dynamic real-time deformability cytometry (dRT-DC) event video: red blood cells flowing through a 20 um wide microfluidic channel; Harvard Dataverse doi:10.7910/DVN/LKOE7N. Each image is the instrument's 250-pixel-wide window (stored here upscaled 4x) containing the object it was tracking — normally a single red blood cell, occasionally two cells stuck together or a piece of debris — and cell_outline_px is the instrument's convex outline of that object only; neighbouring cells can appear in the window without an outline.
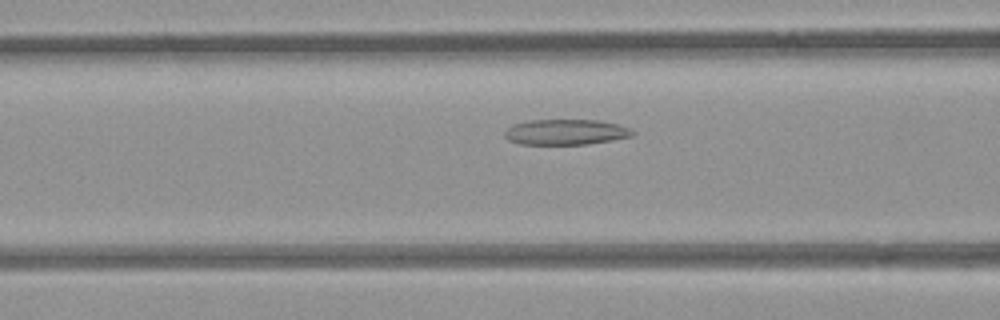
{"species": "common noctule bat (a hibernating species)", "species_latin": "Nyctalus noctula", "temperature_condition": "room temperature", "stored_images_in_passage": 33, "camera_frame_rate_fps": 3000, "um_per_image_px": 0.085, "animal": {"sex": "female", "body_mass_g": 21.9}, "frame": {"image": 1, "passage_image": 7, "time_ms": 2.0, "image_size_px": [1000, 320], "cell_outline_px": [[636, 132], [632, 136], [612, 140], [588, 144], [520, 144], [508, 140], [504, 136], [504, 132], [508, 128], [516, 124], [528, 120], [600, 120], [616, 124], [628, 128]], "centroid_in_image_um": [48.09, 11.23], "position_along_channel_um": 118.5, "area_um2": 18.9}}
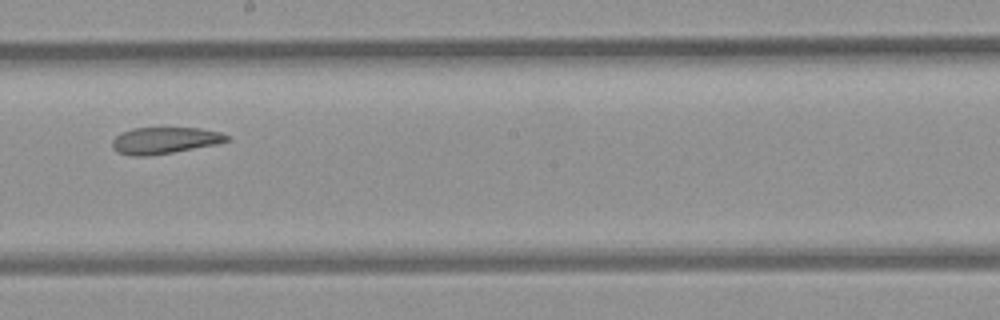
{"frame": {"image": 2, "passage_image": 16, "time_ms": 5.0, "image_size_px": [1000, 320], "cell_outline_px": [[228, 140], [216, 144], [172, 152], [148, 156], [128, 156], [116, 152], [112, 148], [112, 140], [120, 132], [132, 128], [200, 128], [220, 132], [228, 136]], "centroid_in_image_um": [13.92, 11.94], "position_along_channel_um": 234.3, "area_um2": 17.74}}
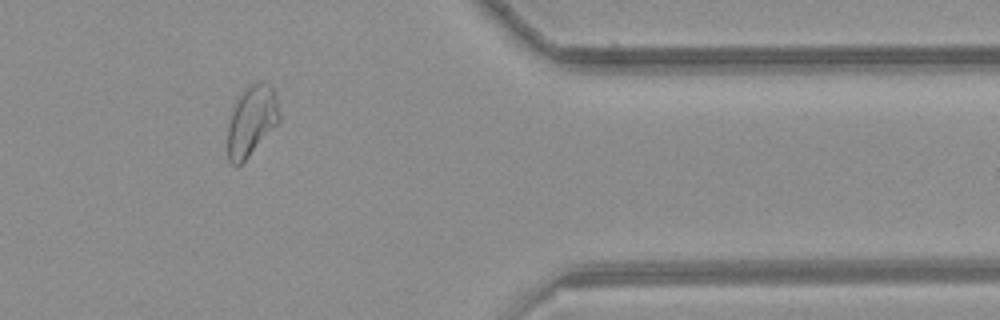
{"frame": {"image": 3, "passage_image": 30, "time_ms": 9.667, "image_size_px": [1000, 320], "cell_outline_px": [[280, 120], [248, 156], [236, 168], [228, 160], [228, 124], [236, 100], [244, 88], [252, 84], [268, 84], [272, 88], [276, 96], [280, 116]], "centroid_in_image_um": [21.36, 10.28], "position_along_channel_um": 390.0, "area_um2": 20.63}, "authors_computed_cell_mechanics": {"area_um2": 19.1896, "velocity_mm_per_s": 3.8505, "shape_relaxation_time_tau1_ms": null, "shape_relaxation_time_tau2_ms": 2.4084, "deformation_change_tau1": null, "deformation_change_tau2": 0.0825}}